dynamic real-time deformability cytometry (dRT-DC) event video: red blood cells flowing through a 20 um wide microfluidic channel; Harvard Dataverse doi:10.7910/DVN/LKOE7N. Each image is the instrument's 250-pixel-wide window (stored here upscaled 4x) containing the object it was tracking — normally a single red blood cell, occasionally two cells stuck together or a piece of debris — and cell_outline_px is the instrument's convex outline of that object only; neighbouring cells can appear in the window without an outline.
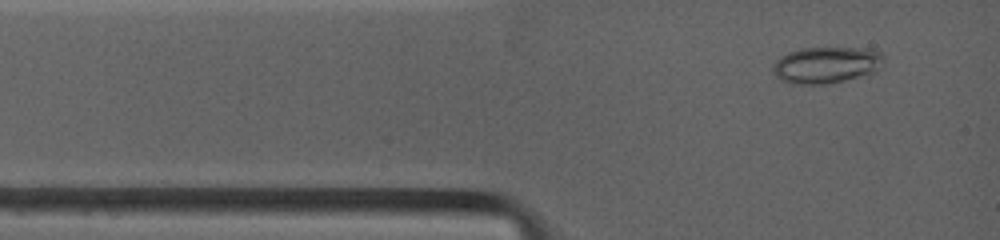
{"species": "common noctule bat (a hibernating species)", "species_latin": "Nyctalus noctula", "temperature_condition": "warm", "stored_images_in_passage": 3, "camera_frame_rate_fps": 4500, "um_per_image_px": 0.085, "animal": {"sex": "female", "body_mass_g": 19.0, "forearm_length_mm": 53.3}, "frame": {"image": 1, "passage_image": 1, "time_ms": 0.0, "image_size_px": [1000, 240], "cell_outline_px": [[884, 56], [868, 72], [844, 80], [820, 84], [796, 84], [780, 80], [772, 72], [772, 64], [776, 60], [788, 52], [800, 48], [864, 48], [880, 52]], "centroid_in_image_um": [70.07, 5.5], "position_along_channel_um": 14.9, "area_um2": 22.72}}